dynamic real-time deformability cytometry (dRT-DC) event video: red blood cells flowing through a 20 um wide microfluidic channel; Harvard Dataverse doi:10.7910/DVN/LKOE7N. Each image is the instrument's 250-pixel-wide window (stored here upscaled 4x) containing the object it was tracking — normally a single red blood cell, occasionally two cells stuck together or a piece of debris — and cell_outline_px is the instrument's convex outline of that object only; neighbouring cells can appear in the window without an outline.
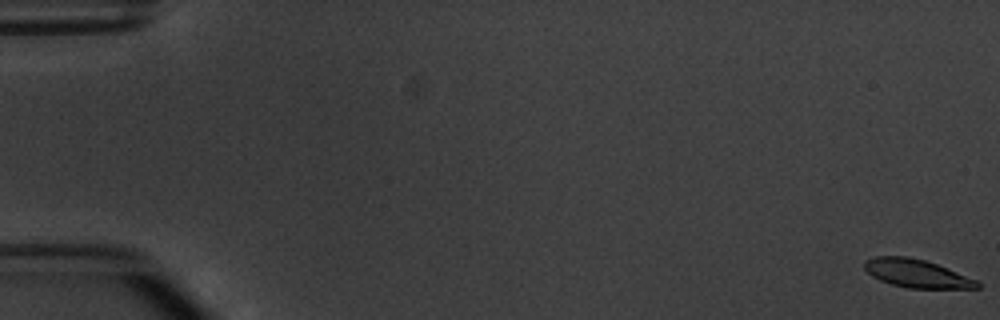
{"species": "common noctule bat (a hibernating species)", "species_latin": "Nyctalus noctula", "temperature_condition": "warm", "stored_images_in_passage": 11, "camera_frame_rate_fps": 3000, "um_per_image_px": 0.085, "animal": {"sex": "male", "body_mass_g": 20.1, "forearm_length_mm": 53.5}, "frame": {"image": 1, "passage_image": 1, "time_ms": 0.0, "image_size_px": [1000, 320], "cell_outline_px": [[980, 288], [908, 288], [892, 284], [880, 280], [872, 276], [864, 268], [864, 260], [876, 256], [908, 256], [924, 260], [948, 268], [976, 280], [980, 284]], "centroid_in_image_um": [77.89, 23.24], "position_along_channel_um": 7.1, "area_um2": 18.38}}
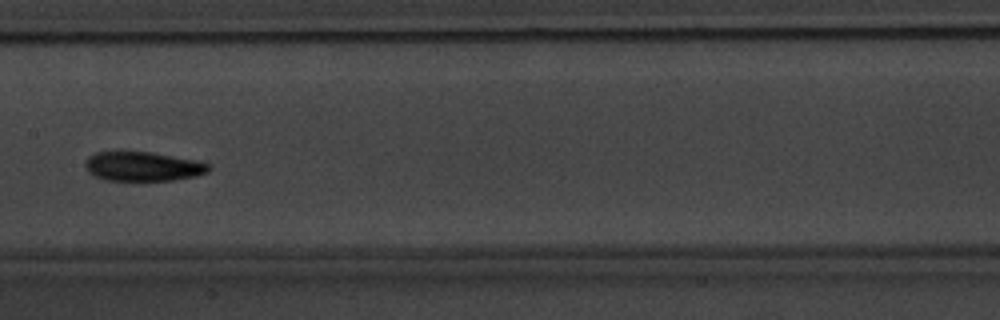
{"frame": {"image": 2, "passage_image": 8, "time_ms": 9.333, "image_size_px": [1000, 320], "cell_outline_px": [[212, 168], [208, 172], [196, 176], [172, 180], [104, 180], [88, 172], [84, 164], [88, 156], [96, 152], [152, 152], [200, 160], [208, 164]], "centroid_in_image_um": [12.18, 14.14], "position_along_channel_um": 195.2, "area_um2": 21.21}}
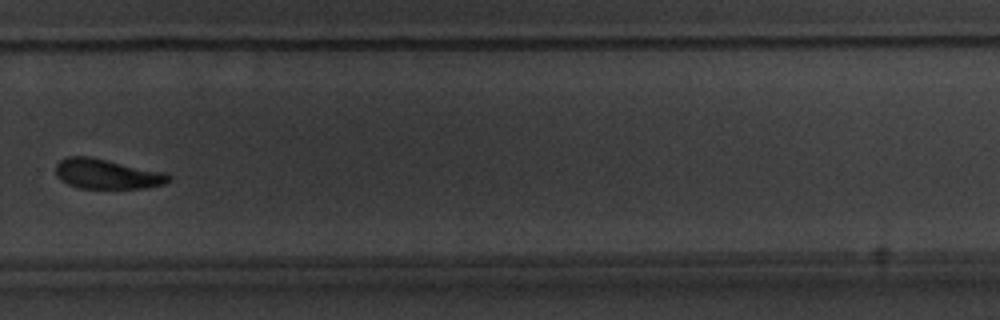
{"frame": {"image": 3, "passage_image": 11, "time_ms": 12.667, "image_size_px": [1000, 320], "cell_outline_px": [[172, 180], [164, 184], [148, 188], [80, 188], [68, 184], [60, 180], [56, 176], [56, 164], [60, 160], [68, 156], [88, 156], [168, 172], [172, 176]], "centroid_in_image_um": [9.15, 14.79], "position_along_channel_um": 320.7, "area_um2": 20.0}}